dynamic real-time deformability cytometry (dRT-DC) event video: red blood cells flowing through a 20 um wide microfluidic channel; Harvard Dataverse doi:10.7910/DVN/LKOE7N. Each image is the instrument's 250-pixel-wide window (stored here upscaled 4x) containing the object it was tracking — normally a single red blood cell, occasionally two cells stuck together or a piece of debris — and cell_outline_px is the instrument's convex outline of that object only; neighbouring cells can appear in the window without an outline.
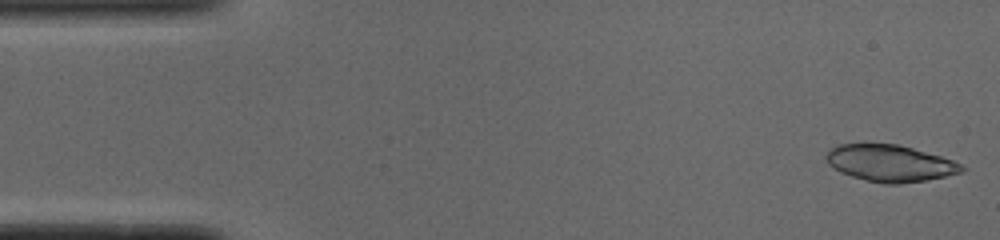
{"species": "common noctule bat (a hibernating species)", "species_latin": "Nyctalus noctula", "temperature_condition": "cold", "stored_images_in_passage": 50, "camera_frame_rate_fps": 3000, "um_per_image_px": 0.085, "animal": {"sex": "male", "body_mass_g": 19.0, "forearm_length_mm": 50.8}, "frame": {"image": 1, "passage_image": 1, "time_ms": 0.0, "image_size_px": [1000, 240], "cell_outline_px": [[968, 168], [964, 172], [928, 180], [900, 184], [884, 184], [852, 176], [828, 164], [824, 156], [836, 144], [864, 140], [896, 144], [912, 148], [940, 156], [952, 160]], "centroid_in_image_um": [75.63, 13.83], "position_along_channel_um": 9.4, "area_um2": 29.65}}
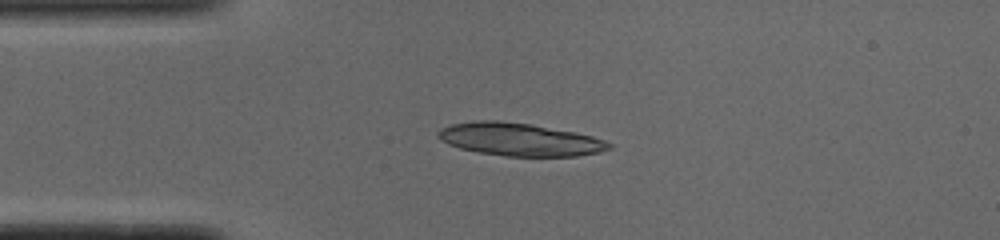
{"frame": {"image": 2, "passage_image": 11, "time_ms": 3.333, "image_size_px": [1000, 240], "cell_outline_px": [[612, 148], [600, 152], [576, 156], [504, 156], [480, 152], [460, 148], [448, 144], [440, 140], [436, 136], [436, 132], [440, 128], [452, 124], [476, 120], [496, 120], [532, 124], [576, 132], [592, 136], [604, 140], [612, 144]], "centroid_in_image_um": [44.15, 11.84], "position_along_channel_um": 40.9, "area_um2": 32.83}}